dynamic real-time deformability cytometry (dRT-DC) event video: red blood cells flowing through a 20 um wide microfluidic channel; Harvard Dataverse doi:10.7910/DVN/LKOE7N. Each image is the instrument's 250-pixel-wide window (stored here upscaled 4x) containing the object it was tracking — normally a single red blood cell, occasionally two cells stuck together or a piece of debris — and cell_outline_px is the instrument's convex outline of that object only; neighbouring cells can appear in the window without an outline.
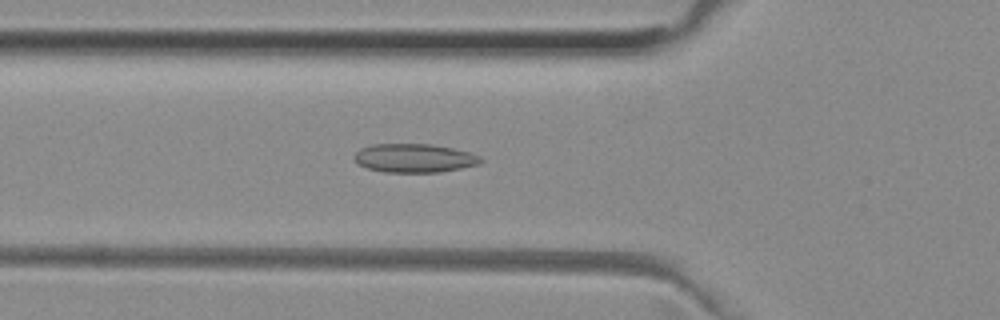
{"species": "common noctule bat (a hibernating species)", "species_latin": "Nyctalus noctula", "temperature_condition": "room temperature", "stored_images_in_passage": 52, "camera_frame_rate_fps": 3000, "um_per_image_px": 0.085, "animal": {"sex": "female", "body_mass_g": 29.2, "forearm_length_mm": 56.3}, "frame": {"image": 1, "passage_image": 18, "time_ms": 5.667, "image_size_px": [1000, 320], "cell_outline_px": [[484, 160], [480, 164], [440, 172], [384, 172], [368, 168], [360, 164], [352, 156], [360, 148], [372, 144], [432, 144], [452, 148], [468, 152], [480, 156]], "centroid_in_image_um": [35.22, 13.43], "position_along_channel_um": 90.6, "area_um2": 21.1}}
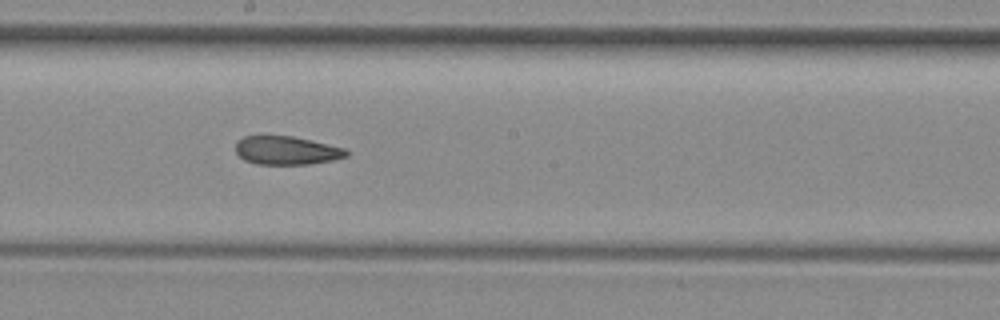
{"frame": {"image": 2, "passage_image": 28, "time_ms": 9.0, "image_size_px": [1000, 320], "cell_outline_px": [[348, 156], [332, 160], [308, 164], [256, 164], [244, 160], [236, 152], [236, 144], [244, 136], [292, 136], [344, 148], [348, 152]], "centroid_in_image_um": [24.35, 12.79], "position_along_channel_um": 223.9, "area_um2": 18.09}}
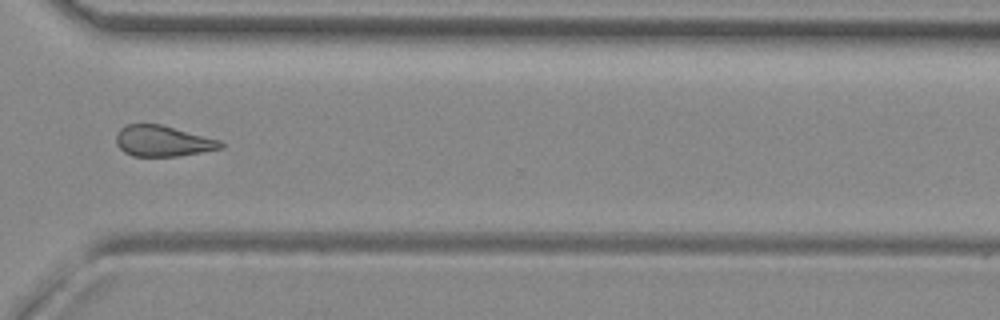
{"frame": {"image": 3, "passage_image": 38, "time_ms": 12.333, "image_size_px": [1000, 320], "cell_outline_px": [[224, 148], [180, 156], [132, 156], [124, 152], [116, 144], [116, 132], [120, 128], [128, 124], [160, 124], [220, 140], [224, 144]], "centroid_in_image_um": [13.83, 11.99], "position_along_channel_um": 356.8, "area_um2": 18.84}, "authors_computed_cell_mechanics": {"area_um2": 19.8543, "velocity_mm_per_s": 3.9886, "shape_relaxation_time_tau1_ms": null, "shape_relaxation_time_tau2_ms": 6.0584, "deformation_change_tau1": null, "deformation_change_tau2": 0.1354}}